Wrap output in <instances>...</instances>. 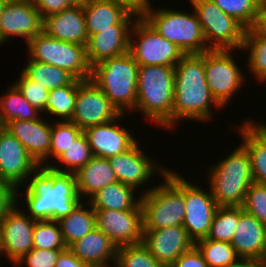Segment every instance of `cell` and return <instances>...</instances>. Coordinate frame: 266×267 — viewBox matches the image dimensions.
I'll return each instance as SVG.
<instances>
[{"label":"cell","instance_id":"6","mask_svg":"<svg viewBox=\"0 0 266 267\" xmlns=\"http://www.w3.org/2000/svg\"><path fill=\"white\" fill-rule=\"evenodd\" d=\"M168 7H153L149 4L142 16L163 38L175 44L184 55L202 54L210 49L206 45L203 30L197 15Z\"/></svg>","mask_w":266,"mask_h":267},{"label":"cell","instance_id":"33","mask_svg":"<svg viewBox=\"0 0 266 267\" xmlns=\"http://www.w3.org/2000/svg\"><path fill=\"white\" fill-rule=\"evenodd\" d=\"M30 80L40 83L48 90L71 85L76 78L59 67L27 59L21 70Z\"/></svg>","mask_w":266,"mask_h":267},{"label":"cell","instance_id":"26","mask_svg":"<svg viewBox=\"0 0 266 267\" xmlns=\"http://www.w3.org/2000/svg\"><path fill=\"white\" fill-rule=\"evenodd\" d=\"M69 249L82 262L91 266L115 262L117 246L97 227L74 242Z\"/></svg>","mask_w":266,"mask_h":267},{"label":"cell","instance_id":"49","mask_svg":"<svg viewBox=\"0 0 266 267\" xmlns=\"http://www.w3.org/2000/svg\"><path fill=\"white\" fill-rule=\"evenodd\" d=\"M113 3L124 6L129 12L135 14L137 17H142L149 7L150 0H109Z\"/></svg>","mask_w":266,"mask_h":267},{"label":"cell","instance_id":"23","mask_svg":"<svg viewBox=\"0 0 266 267\" xmlns=\"http://www.w3.org/2000/svg\"><path fill=\"white\" fill-rule=\"evenodd\" d=\"M231 244L240 258L262 260L266 250V225L243 211Z\"/></svg>","mask_w":266,"mask_h":267},{"label":"cell","instance_id":"14","mask_svg":"<svg viewBox=\"0 0 266 267\" xmlns=\"http://www.w3.org/2000/svg\"><path fill=\"white\" fill-rule=\"evenodd\" d=\"M96 227L118 247L143 241L142 207L131 210L94 209Z\"/></svg>","mask_w":266,"mask_h":267},{"label":"cell","instance_id":"50","mask_svg":"<svg viewBox=\"0 0 266 267\" xmlns=\"http://www.w3.org/2000/svg\"><path fill=\"white\" fill-rule=\"evenodd\" d=\"M55 267H91V265L82 262L67 248L60 253Z\"/></svg>","mask_w":266,"mask_h":267},{"label":"cell","instance_id":"54","mask_svg":"<svg viewBox=\"0 0 266 267\" xmlns=\"http://www.w3.org/2000/svg\"><path fill=\"white\" fill-rule=\"evenodd\" d=\"M111 264H107V265H97V266H91V267H117V264L114 262L112 263V265L110 266Z\"/></svg>","mask_w":266,"mask_h":267},{"label":"cell","instance_id":"24","mask_svg":"<svg viewBox=\"0 0 266 267\" xmlns=\"http://www.w3.org/2000/svg\"><path fill=\"white\" fill-rule=\"evenodd\" d=\"M82 5L88 37L105 29H113L115 24H133L137 19L124 6L109 0H88Z\"/></svg>","mask_w":266,"mask_h":267},{"label":"cell","instance_id":"13","mask_svg":"<svg viewBox=\"0 0 266 267\" xmlns=\"http://www.w3.org/2000/svg\"><path fill=\"white\" fill-rule=\"evenodd\" d=\"M138 143L137 141L127 151L109 158L117 180L135 190L148 183L147 181L153 178L155 172L159 173L158 175L162 178L169 169L163 164H159L160 161H155L151 159L150 155H146Z\"/></svg>","mask_w":266,"mask_h":267},{"label":"cell","instance_id":"55","mask_svg":"<svg viewBox=\"0 0 266 267\" xmlns=\"http://www.w3.org/2000/svg\"><path fill=\"white\" fill-rule=\"evenodd\" d=\"M0 257H2V236H1V228H0Z\"/></svg>","mask_w":266,"mask_h":267},{"label":"cell","instance_id":"21","mask_svg":"<svg viewBox=\"0 0 266 267\" xmlns=\"http://www.w3.org/2000/svg\"><path fill=\"white\" fill-rule=\"evenodd\" d=\"M42 31L58 40L86 46L88 35L83 5L74 4L59 13L44 17Z\"/></svg>","mask_w":266,"mask_h":267},{"label":"cell","instance_id":"4","mask_svg":"<svg viewBox=\"0 0 266 267\" xmlns=\"http://www.w3.org/2000/svg\"><path fill=\"white\" fill-rule=\"evenodd\" d=\"M168 169L162 177L163 183L142 189L143 230L163 229L183 224L185 200L183 175ZM143 192V193H142Z\"/></svg>","mask_w":266,"mask_h":267},{"label":"cell","instance_id":"30","mask_svg":"<svg viewBox=\"0 0 266 267\" xmlns=\"http://www.w3.org/2000/svg\"><path fill=\"white\" fill-rule=\"evenodd\" d=\"M41 115L42 112L32 106L14 84H10L0 97L1 127L12 120H34L39 119Z\"/></svg>","mask_w":266,"mask_h":267},{"label":"cell","instance_id":"19","mask_svg":"<svg viewBox=\"0 0 266 267\" xmlns=\"http://www.w3.org/2000/svg\"><path fill=\"white\" fill-rule=\"evenodd\" d=\"M123 118L124 114H120L108 123L92 126L83 131L93 156L109 159L127 151L137 142L133 137V130L131 132L123 125H118Z\"/></svg>","mask_w":266,"mask_h":267},{"label":"cell","instance_id":"58","mask_svg":"<svg viewBox=\"0 0 266 267\" xmlns=\"http://www.w3.org/2000/svg\"><path fill=\"white\" fill-rule=\"evenodd\" d=\"M259 124L266 130V124L265 123H261V121H260Z\"/></svg>","mask_w":266,"mask_h":267},{"label":"cell","instance_id":"39","mask_svg":"<svg viewBox=\"0 0 266 267\" xmlns=\"http://www.w3.org/2000/svg\"><path fill=\"white\" fill-rule=\"evenodd\" d=\"M33 248L66 250L59 223L54 220H36L33 229Z\"/></svg>","mask_w":266,"mask_h":267},{"label":"cell","instance_id":"27","mask_svg":"<svg viewBox=\"0 0 266 267\" xmlns=\"http://www.w3.org/2000/svg\"><path fill=\"white\" fill-rule=\"evenodd\" d=\"M75 177L78 195L83 201H88L104 187L118 181L109 159L97 156H93L85 166L79 169Z\"/></svg>","mask_w":266,"mask_h":267},{"label":"cell","instance_id":"51","mask_svg":"<svg viewBox=\"0 0 266 267\" xmlns=\"http://www.w3.org/2000/svg\"><path fill=\"white\" fill-rule=\"evenodd\" d=\"M252 29L256 33L266 37V1L260 2L257 20Z\"/></svg>","mask_w":266,"mask_h":267},{"label":"cell","instance_id":"52","mask_svg":"<svg viewBox=\"0 0 266 267\" xmlns=\"http://www.w3.org/2000/svg\"><path fill=\"white\" fill-rule=\"evenodd\" d=\"M228 267H265V265L262 263V260L240 258Z\"/></svg>","mask_w":266,"mask_h":267},{"label":"cell","instance_id":"1","mask_svg":"<svg viewBox=\"0 0 266 267\" xmlns=\"http://www.w3.org/2000/svg\"><path fill=\"white\" fill-rule=\"evenodd\" d=\"M26 182L28 184L16 188V203L23 201V206L26 205L23 211L26 210L32 219L58 221L82 202L74 173L39 166Z\"/></svg>","mask_w":266,"mask_h":267},{"label":"cell","instance_id":"18","mask_svg":"<svg viewBox=\"0 0 266 267\" xmlns=\"http://www.w3.org/2000/svg\"><path fill=\"white\" fill-rule=\"evenodd\" d=\"M42 118L28 121L12 120L4 128L24 146L39 166H50L52 123Z\"/></svg>","mask_w":266,"mask_h":267},{"label":"cell","instance_id":"47","mask_svg":"<svg viewBox=\"0 0 266 267\" xmlns=\"http://www.w3.org/2000/svg\"><path fill=\"white\" fill-rule=\"evenodd\" d=\"M170 267H209L204 260L203 254L194 245L190 250L180 255Z\"/></svg>","mask_w":266,"mask_h":267},{"label":"cell","instance_id":"11","mask_svg":"<svg viewBox=\"0 0 266 267\" xmlns=\"http://www.w3.org/2000/svg\"><path fill=\"white\" fill-rule=\"evenodd\" d=\"M208 189L209 191L204 190L200 185L198 187L183 177V195L186 207L182 226L195 243L200 239L207 238L214 215L219 207L213 198L210 187Z\"/></svg>","mask_w":266,"mask_h":267},{"label":"cell","instance_id":"8","mask_svg":"<svg viewBox=\"0 0 266 267\" xmlns=\"http://www.w3.org/2000/svg\"><path fill=\"white\" fill-rule=\"evenodd\" d=\"M210 50H242L246 28L212 0H189Z\"/></svg>","mask_w":266,"mask_h":267},{"label":"cell","instance_id":"29","mask_svg":"<svg viewBox=\"0 0 266 267\" xmlns=\"http://www.w3.org/2000/svg\"><path fill=\"white\" fill-rule=\"evenodd\" d=\"M137 191L117 181L104 187L93 195L88 202L93 209L131 210L135 209L141 200V195L136 197Z\"/></svg>","mask_w":266,"mask_h":267},{"label":"cell","instance_id":"12","mask_svg":"<svg viewBox=\"0 0 266 267\" xmlns=\"http://www.w3.org/2000/svg\"><path fill=\"white\" fill-rule=\"evenodd\" d=\"M119 115L106 94L90 79L79 80L71 122L84 131L89 127L108 123Z\"/></svg>","mask_w":266,"mask_h":267},{"label":"cell","instance_id":"16","mask_svg":"<svg viewBox=\"0 0 266 267\" xmlns=\"http://www.w3.org/2000/svg\"><path fill=\"white\" fill-rule=\"evenodd\" d=\"M16 203L1 219L2 256L12 265L33 249V229L36 220ZM19 205V206H18ZM25 212V213H24Z\"/></svg>","mask_w":266,"mask_h":267},{"label":"cell","instance_id":"28","mask_svg":"<svg viewBox=\"0 0 266 267\" xmlns=\"http://www.w3.org/2000/svg\"><path fill=\"white\" fill-rule=\"evenodd\" d=\"M57 222L64 242L69 248L96 228L95 210L88 201H82L68 216L60 218Z\"/></svg>","mask_w":266,"mask_h":267},{"label":"cell","instance_id":"42","mask_svg":"<svg viewBox=\"0 0 266 267\" xmlns=\"http://www.w3.org/2000/svg\"><path fill=\"white\" fill-rule=\"evenodd\" d=\"M53 122L51 126L50 161L53 160L54 162V159L60 157L83 131L71 121L56 119Z\"/></svg>","mask_w":266,"mask_h":267},{"label":"cell","instance_id":"43","mask_svg":"<svg viewBox=\"0 0 266 267\" xmlns=\"http://www.w3.org/2000/svg\"><path fill=\"white\" fill-rule=\"evenodd\" d=\"M13 84L20 90L25 99L42 114L45 113V104L49 98V90L38 82L30 80L22 71Z\"/></svg>","mask_w":266,"mask_h":267},{"label":"cell","instance_id":"25","mask_svg":"<svg viewBox=\"0 0 266 267\" xmlns=\"http://www.w3.org/2000/svg\"><path fill=\"white\" fill-rule=\"evenodd\" d=\"M241 124L236 131L248 150L254 182L266 185V130L250 118H245Z\"/></svg>","mask_w":266,"mask_h":267},{"label":"cell","instance_id":"22","mask_svg":"<svg viewBox=\"0 0 266 267\" xmlns=\"http://www.w3.org/2000/svg\"><path fill=\"white\" fill-rule=\"evenodd\" d=\"M133 24H115L113 29H105L90 35L86 47V56L90 66L108 58H114L129 52V35Z\"/></svg>","mask_w":266,"mask_h":267},{"label":"cell","instance_id":"31","mask_svg":"<svg viewBox=\"0 0 266 267\" xmlns=\"http://www.w3.org/2000/svg\"><path fill=\"white\" fill-rule=\"evenodd\" d=\"M213 198L218 206H242L246 192L254 180L233 177H208Z\"/></svg>","mask_w":266,"mask_h":267},{"label":"cell","instance_id":"20","mask_svg":"<svg viewBox=\"0 0 266 267\" xmlns=\"http://www.w3.org/2000/svg\"><path fill=\"white\" fill-rule=\"evenodd\" d=\"M142 243L165 267H170L180 255L195 245L182 225L143 230Z\"/></svg>","mask_w":266,"mask_h":267},{"label":"cell","instance_id":"38","mask_svg":"<svg viewBox=\"0 0 266 267\" xmlns=\"http://www.w3.org/2000/svg\"><path fill=\"white\" fill-rule=\"evenodd\" d=\"M195 245L209 267H228L240 259L231 242L203 238Z\"/></svg>","mask_w":266,"mask_h":267},{"label":"cell","instance_id":"36","mask_svg":"<svg viewBox=\"0 0 266 267\" xmlns=\"http://www.w3.org/2000/svg\"><path fill=\"white\" fill-rule=\"evenodd\" d=\"M92 157L93 154L91 147L88 144V140L84 132H82L81 135L67 148V150L60 157L54 160L50 167L59 172L75 174L79 169L85 166Z\"/></svg>","mask_w":266,"mask_h":267},{"label":"cell","instance_id":"41","mask_svg":"<svg viewBox=\"0 0 266 267\" xmlns=\"http://www.w3.org/2000/svg\"><path fill=\"white\" fill-rule=\"evenodd\" d=\"M115 263L117 267H165L143 243L118 247Z\"/></svg>","mask_w":266,"mask_h":267},{"label":"cell","instance_id":"44","mask_svg":"<svg viewBox=\"0 0 266 267\" xmlns=\"http://www.w3.org/2000/svg\"><path fill=\"white\" fill-rule=\"evenodd\" d=\"M242 208L266 225V185L252 183L246 192Z\"/></svg>","mask_w":266,"mask_h":267},{"label":"cell","instance_id":"3","mask_svg":"<svg viewBox=\"0 0 266 267\" xmlns=\"http://www.w3.org/2000/svg\"><path fill=\"white\" fill-rule=\"evenodd\" d=\"M175 67L161 65L139 66L137 80L138 112L159 127L173 131Z\"/></svg>","mask_w":266,"mask_h":267},{"label":"cell","instance_id":"34","mask_svg":"<svg viewBox=\"0 0 266 267\" xmlns=\"http://www.w3.org/2000/svg\"><path fill=\"white\" fill-rule=\"evenodd\" d=\"M79 80L76 79L71 85L49 90V98L45 104V114L59 118L60 121H71L75 109Z\"/></svg>","mask_w":266,"mask_h":267},{"label":"cell","instance_id":"57","mask_svg":"<svg viewBox=\"0 0 266 267\" xmlns=\"http://www.w3.org/2000/svg\"><path fill=\"white\" fill-rule=\"evenodd\" d=\"M262 263L265 265L266 267V250H265V253H264V256L262 258Z\"/></svg>","mask_w":266,"mask_h":267},{"label":"cell","instance_id":"56","mask_svg":"<svg viewBox=\"0 0 266 267\" xmlns=\"http://www.w3.org/2000/svg\"><path fill=\"white\" fill-rule=\"evenodd\" d=\"M75 4H83L86 3L88 0H72Z\"/></svg>","mask_w":266,"mask_h":267},{"label":"cell","instance_id":"7","mask_svg":"<svg viewBox=\"0 0 266 267\" xmlns=\"http://www.w3.org/2000/svg\"><path fill=\"white\" fill-rule=\"evenodd\" d=\"M26 44L30 60L64 69L78 80L90 79L91 66L87 60L84 45L58 40L43 31Z\"/></svg>","mask_w":266,"mask_h":267},{"label":"cell","instance_id":"10","mask_svg":"<svg viewBox=\"0 0 266 267\" xmlns=\"http://www.w3.org/2000/svg\"><path fill=\"white\" fill-rule=\"evenodd\" d=\"M232 51L204 52L206 82L214 99L222 108L230 103L232 97H235L246 82L245 73L235 61Z\"/></svg>","mask_w":266,"mask_h":267},{"label":"cell","instance_id":"46","mask_svg":"<svg viewBox=\"0 0 266 267\" xmlns=\"http://www.w3.org/2000/svg\"><path fill=\"white\" fill-rule=\"evenodd\" d=\"M33 2L42 19L68 9L75 4L72 0H33Z\"/></svg>","mask_w":266,"mask_h":267},{"label":"cell","instance_id":"9","mask_svg":"<svg viewBox=\"0 0 266 267\" xmlns=\"http://www.w3.org/2000/svg\"><path fill=\"white\" fill-rule=\"evenodd\" d=\"M129 53L139 66L175 67L184 56L175 44L163 38L143 17H137L131 27Z\"/></svg>","mask_w":266,"mask_h":267},{"label":"cell","instance_id":"53","mask_svg":"<svg viewBox=\"0 0 266 267\" xmlns=\"http://www.w3.org/2000/svg\"><path fill=\"white\" fill-rule=\"evenodd\" d=\"M7 1L8 0H0V16H1V12L3 11L4 6H5Z\"/></svg>","mask_w":266,"mask_h":267},{"label":"cell","instance_id":"5","mask_svg":"<svg viewBox=\"0 0 266 267\" xmlns=\"http://www.w3.org/2000/svg\"><path fill=\"white\" fill-rule=\"evenodd\" d=\"M138 63L128 52L91 67L90 80L100 88L120 114L135 110Z\"/></svg>","mask_w":266,"mask_h":267},{"label":"cell","instance_id":"35","mask_svg":"<svg viewBox=\"0 0 266 267\" xmlns=\"http://www.w3.org/2000/svg\"><path fill=\"white\" fill-rule=\"evenodd\" d=\"M242 50L249 54L246 58L248 71L259 83H266V37L246 29Z\"/></svg>","mask_w":266,"mask_h":267},{"label":"cell","instance_id":"45","mask_svg":"<svg viewBox=\"0 0 266 267\" xmlns=\"http://www.w3.org/2000/svg\"><path fill=\"white\" fill-rule=\"evenodd\" d=\"M62 251L33 248L30 252L18 259L14 263V266L21 267L25 264V267H55Z\"/></svg>","mask_w":266,"mask_h":267},{"label":"cell","instance_id":"15","mask_svg":"<svg viewBox=\"0 0 266 267\" xmlns=\"http://www.w3.org/2000/svg\"><path fill=\"white\" fill-rule=\"evenodd\" d=\"M43 19L31 0H8L0 16V46L10 37H22L27 43L42 32Z\"/></svg>","mask_w":266,"mask_h":267},{"label":"cell","instance_id":"40","mask_svg":"<svg viewBox=\"0 0 266 267\" xmlns=\"http://www.w3.org/2000/svg\"><path fill=\"white\" fill-rule=\"evenodd\" d=\"M225 14L252 29L258 16L261 0H212Z\"/></svg>","mask_w":266,"mask_h":267},{"label":"cell","instance_id":"48","mask_svg":"<svg viewBox=\"0 0 266 267\" xmlns=\"http://www.w3.org/2000/svg\"><path fill=\"white\" fill-rule=\"evenodd\" d=\"M16 204V188L0 181V219Z\"/></svg>","mask_w":266,"mask_h":267},{"label":"cell","instance_id":"32","mask_svg":"<svg viewBox=\"0 0 266 267\" xmlns=\"http://www.w3.org/2000/svg\"><path fill=\"white\" fill-rule=\"evenodd\" d=\"M208 177H233L254 180L251 160L246 147L240 142L225 158L209 167Z\"/></svg>","mask_w":266,"mask_h":267},{"label":"cell","instance_id":"17","mask_svg":"<svg viewBox=\"0 0 266 267\" xmlns=\"http://www.w3.org/2000/svg\"><path fill=\"white\" fill-rule=\"evenodd\" d=\"M38 167L24 146L0 127V181L21 187Z\"/></svg>","mask_w":266,"mask_h":267},{"label":"cell","instance_id":"37","mask_svg":"<svg viewBox=\"0 0 266 267\" xmlns=\"http://www.w3.org/2000/svg\"><path fill=\"white\" fill-rule=\"evenodd\" d=\"M242 206H219L210 226L207 239L231 242L234 236Z\"/></svg>","mask_w":266,"mask_h":267},{"label":"cell","instance_id":"2","mask_svg":"<svg viewBox=\"0 0 266 267\" xmlns=\"http://www.w3.org/2000/svg\"><path fill=\"white\" fill-rule=\"evenodd\" d=\"M213 105L222 109L206 82L204 52L184 55L175 65L173 129L181 120H212Z\"/></svg>","mask_w":266,"mask_h":267}]
</instances>
